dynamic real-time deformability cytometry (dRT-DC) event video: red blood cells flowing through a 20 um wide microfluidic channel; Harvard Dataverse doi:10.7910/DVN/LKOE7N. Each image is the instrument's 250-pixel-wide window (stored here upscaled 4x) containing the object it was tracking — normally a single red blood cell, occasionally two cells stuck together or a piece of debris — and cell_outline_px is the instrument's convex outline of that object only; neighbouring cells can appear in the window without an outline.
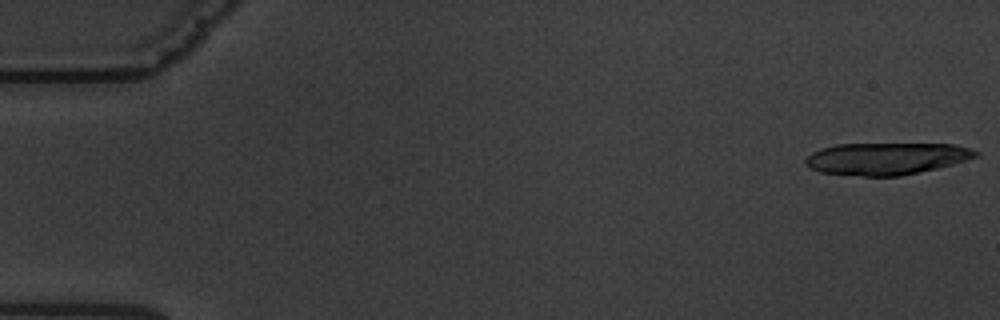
{"species": "common noctule bat (a hibernating species)", "species_latin": "Nyctalus noctula", "temperature_condition": "warm", "stored_images_in_passage": 6, "camera_frame_rate_fps": 3000, "um_per_image_px": 0.085, "animal": {"sex": "male", "body_mass_g": 19.5, "forearm_length_mm": 54.6}, "frame": {"image": 1, "passage_image": 1, "time_ms": 0.0, "image_size_px": [1000, 320], "cell_outline_px": [[980, 156], [952, 164], [936, 168], [900, 176], [864, 176], [820, 172], [804, 164], [804, 160], [812, 152], [820, 148], [836, 144], [956, 144], [980, 152]], "centroid_in_image_um": [75.34, 13.47], "position_along_channel_um": 9.7, "area_um2": 31.73}}
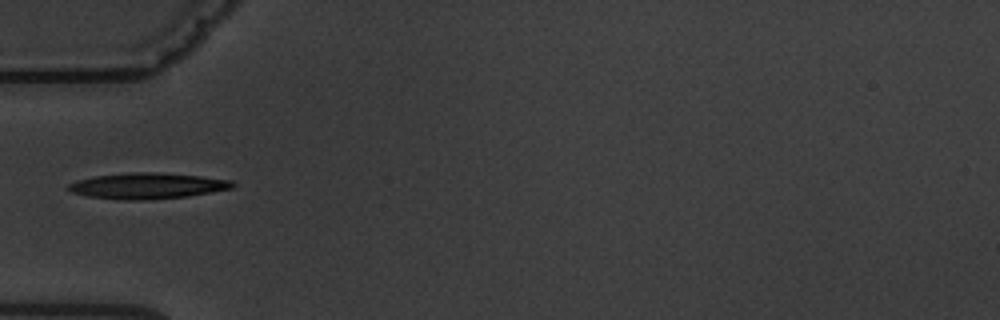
{"frame": {"image": 2, "passage_image": 6, "time_ms": 6.0, "image_size_px": [1000, 320], "cell_outline_px": [[236, 184], [232, 188], [212, 192], [188, 196], [144, 200], [120, 200], [88, 196], [72, 192], [64, 188], [68, 184], [76, 180], [96, 176], [136, 172], [156, 172], [200, 176], [232, 180]], "centroid_in_image_um": [12.52, 15.8], "position_along_channel_um": 72.5, "area_um2": 24.8}}